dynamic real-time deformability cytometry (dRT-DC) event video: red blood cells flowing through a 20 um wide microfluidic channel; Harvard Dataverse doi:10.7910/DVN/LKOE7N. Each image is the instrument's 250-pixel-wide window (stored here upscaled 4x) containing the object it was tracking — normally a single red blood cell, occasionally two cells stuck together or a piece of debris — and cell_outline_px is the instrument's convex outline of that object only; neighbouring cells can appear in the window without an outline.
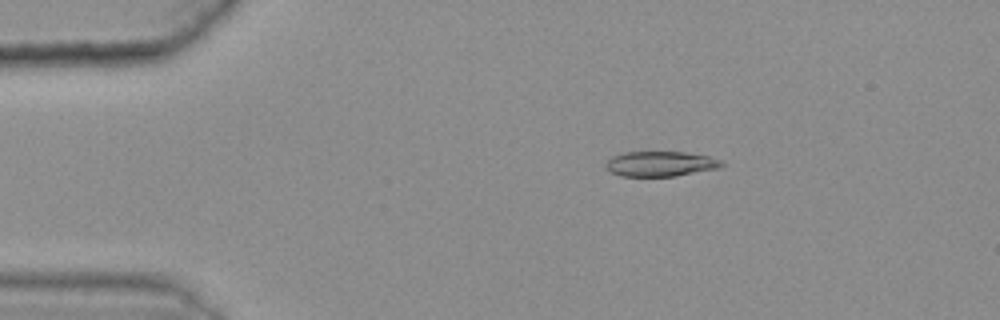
{"species": "common noctule bat (a hibernating species)", "species_latin": "Nyctalus noctula", "temperature_condition": "warm", "stored_images_in_passage": 25, "camera_frame_rate_fps": 3000, "um_per_image_px": 0.085, "animal": {"sex": "female", "body_mass_g": 25.1}, "frame": {"image": 1, "passage_image": 11, "time_ms": 3.333, "image_size_px": [1000, 320], "cell_outline_px": [[724, 164], [720, 168], [676, 176], [620, 176], [612, 172], [604, 164], [612, 156], [624, 152], [684, 152], [708, 156], [720, 160]], "centroid_in_image_um": [56.15, 13.93], "position_along_channel_um": 28.9, "area_um2": 16.88}}
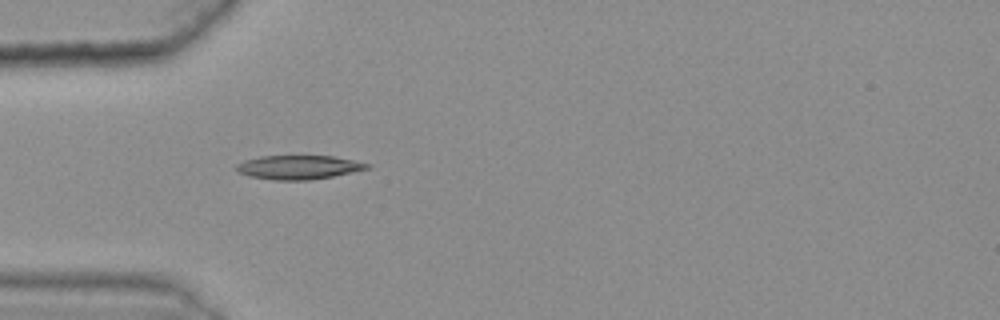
{"frame": {"image": 2, "passage_image": 18, "time_ms": 5.667, "image_size_px": [1000, 320], "cell_outline_px": [[372, 168], [332, 176], [308, 180], [272, 180], [248, 176], [236, 172], [236, 164], [244, 160], [260, 156], [332, 156], [372, 164]], "centroid_in_image_um": [25.35, 14.22], "position_along_channel_um": 59.6, "area_um2": 18.32}}
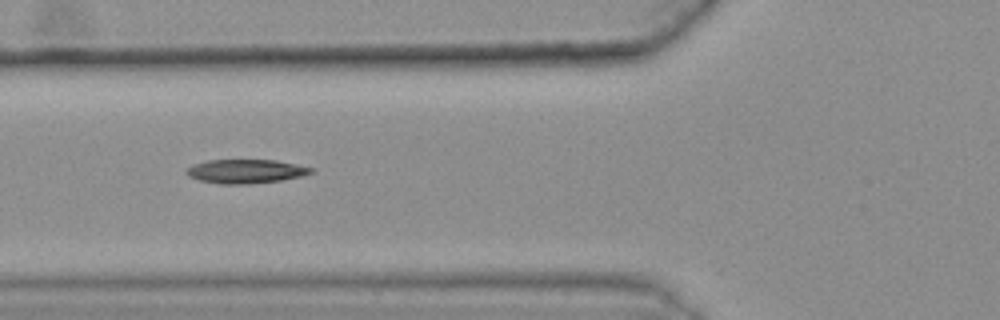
{"frame": {"image": 3, "passage_image": 22, "time_ms": 7.0, "image_size_px": [1000, 320], "cell_outline_px": [[316, 172], [300, 176], [280, 180], [248, 184], [220, 184], [200, 180], [188, 176], [184, 172], [192, 164], [208, 160], [276, 160], [316, 168]], "centroid_in_image_um": [20.9, 14.55], "position_along_channel_um": 104.9, "area_um2": 17.46}}